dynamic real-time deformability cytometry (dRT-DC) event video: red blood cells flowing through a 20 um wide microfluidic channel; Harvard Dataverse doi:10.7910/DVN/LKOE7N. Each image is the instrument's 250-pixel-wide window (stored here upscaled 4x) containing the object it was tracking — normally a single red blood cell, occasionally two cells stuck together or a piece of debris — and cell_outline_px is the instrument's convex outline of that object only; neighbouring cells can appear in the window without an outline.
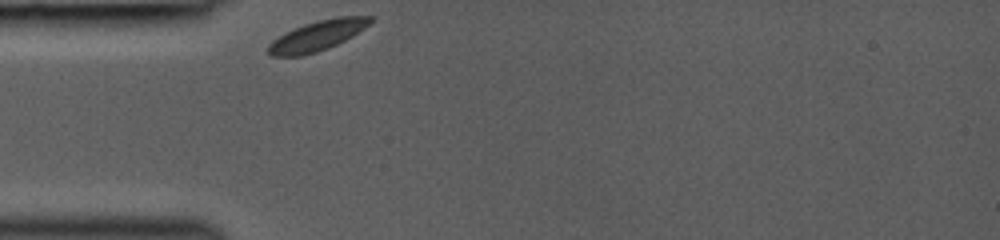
{"species": "common noctule bat (a hibernating species)", "species_latin": "Nyctalus noctula", "temperature_condition": "room temperature", "stored_images_in_passage": 7, "camera_frame_rate_fps": 3000, "um_per_image_px": 0.085, "animal": {"sex": "female", "body_mass_g": 19.0, "forearm_length_mm": 53.3}, "frame": {"image": 1, "passage_image": 1, "time_ms": 0.0, "image_size_px": [1000, 240], "cell_outline_px": [[376, 16], [364, 28], [352, 36], [328, 48], [316, 52], [300, 56], [272, 56], [268, 52], [268, 44], [272, 40], [284, 32], [304, 24], [316, 20], [340, 16]], "centroid_in_image_um": [26.95, 3.02], "position_along_channel_um": 58.0, "area_um2": 17.86}}
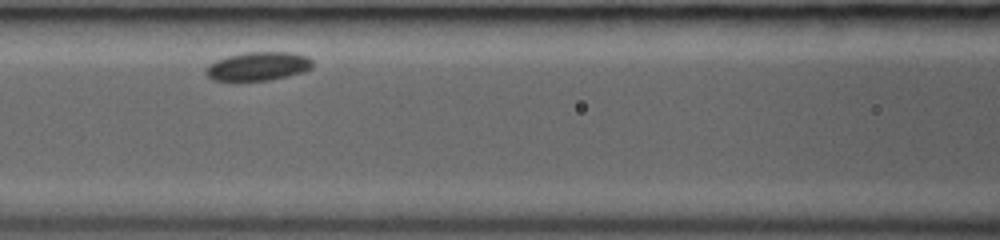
{"frame": {"image": 2, "passage_image": 5, "time_ms": 2.333, "image_size_px": [1000, 240], "cell_outline_px": [[312, 68], [304, 72], [288, 76], [268, 80], [212, 80], [204, 72], [204, 68], [208, 64], [216, 60], [228, 56], [244, 52], [292, 52], [308, 56], [312, 60]], "centroid_in_image_um": [21.94, 5.62], "position_along_channel_um": 144.7, "area_um2": 17.92}}
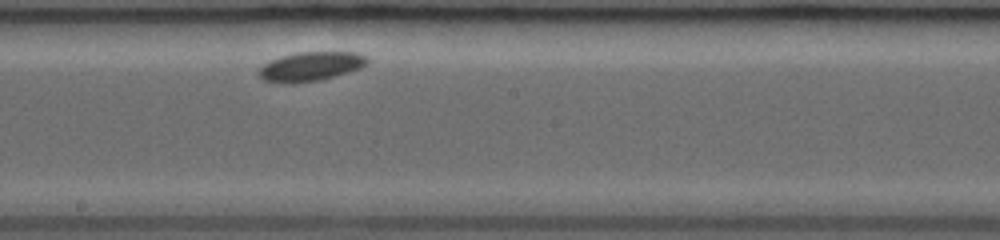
{"frame": {"image": 3, "passage_image": 7, "time_ms": 4.333, "image_size_px": [1000, 240], "cell_outline_px": [[368, 60], [360, 68], [324, 80], [292, 84], [284, 84], [264, 80], [256, 72], [264, 64], [280, 56], [296, 52], [356, 52], [368, 56]], "centroid_in_image_um": [26.39, 5.66], "position_along_channel_um": 221.8, "area_um2": 18.67}}